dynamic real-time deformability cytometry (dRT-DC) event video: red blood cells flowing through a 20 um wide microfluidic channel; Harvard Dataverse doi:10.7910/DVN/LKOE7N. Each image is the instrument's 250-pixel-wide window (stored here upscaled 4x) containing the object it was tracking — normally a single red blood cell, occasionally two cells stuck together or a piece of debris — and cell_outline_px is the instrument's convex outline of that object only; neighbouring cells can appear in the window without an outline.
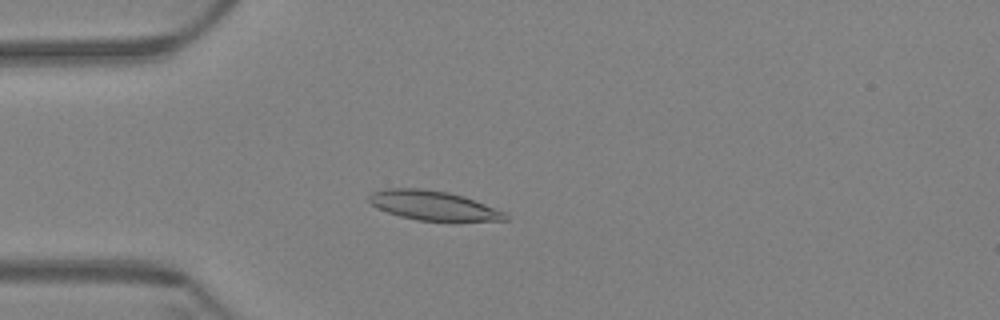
{"species": "Egyptian fruit bat (a non-hibernating species)", "species_latin": "Rousettus aegyptiacus", "temperature_condition": "warm", "stored_images_in_passage": 61, "camera_frame_rate_fps": 3000, "um_per_image_px": 0.085, "animal": {"sex": "female"}, "frame": {"image": 1, "passage_image": 17, "time_ms": 5.333, "image_size_px": [1000, 320], "cell_outline_px": [[508, 220], [452, 224], [416, 220], [400, 216], [376, 208], [368, 200], [368, 196], [372, 192], [384, 188], [420, 188], [448, 192], [464, 196], [504, 212], [508, 216]], "centroid_in_image_um": [36.88, 17.52], "position_along_channel_um": 48.1, "area_um2": 24.33}}
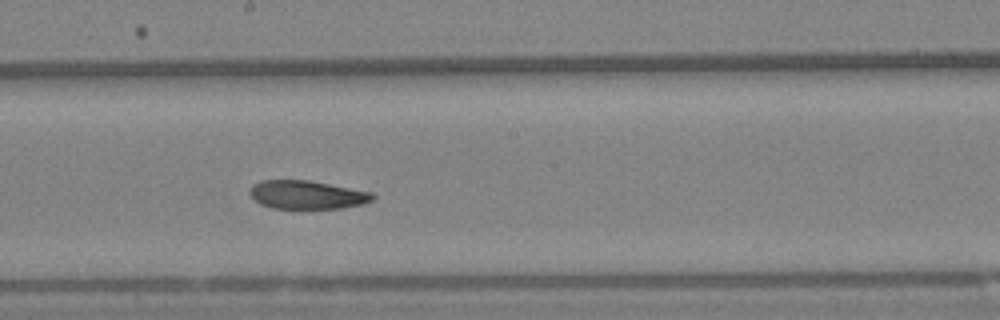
{"frame": {"image": 2, "passage_image": 34, "time_ms": 11.0, "image_size_px": [1000, 320], "cell_outline_px": [[376, 196], [372, 200], [364, 204], [344, 208], [272, 208], [260, 204], [248, 192], [252, 184], [260, 180], [308, 180], [372, 192]], "centroid_in_image_um": [26.09, 16.55], "position_along_channel_um": 222.1, "area_um2": 20.4}}
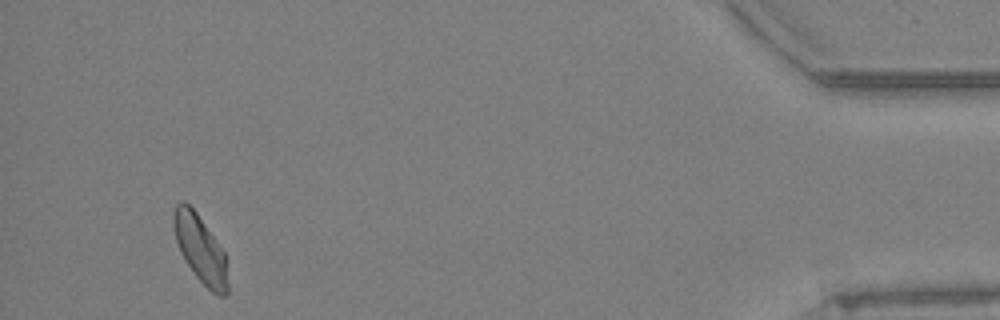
{"frame": {"image": 3, "passage_image": 58, "time_ms": 19.0, "image_size_px": [1000, 320], "cell_outline_px": [[228, 292], [224, 296], [216, 296], [196, 276], [180, 252], [172, 228], [172, 212], [176, 204], [180, 200], [184, 200], [196, 212], [224, 252], [228, 284]], "centroid_in_image_um": [16.99, 21.14], "position_along_channel_um": 418.2, "area_um2": 21.15}}